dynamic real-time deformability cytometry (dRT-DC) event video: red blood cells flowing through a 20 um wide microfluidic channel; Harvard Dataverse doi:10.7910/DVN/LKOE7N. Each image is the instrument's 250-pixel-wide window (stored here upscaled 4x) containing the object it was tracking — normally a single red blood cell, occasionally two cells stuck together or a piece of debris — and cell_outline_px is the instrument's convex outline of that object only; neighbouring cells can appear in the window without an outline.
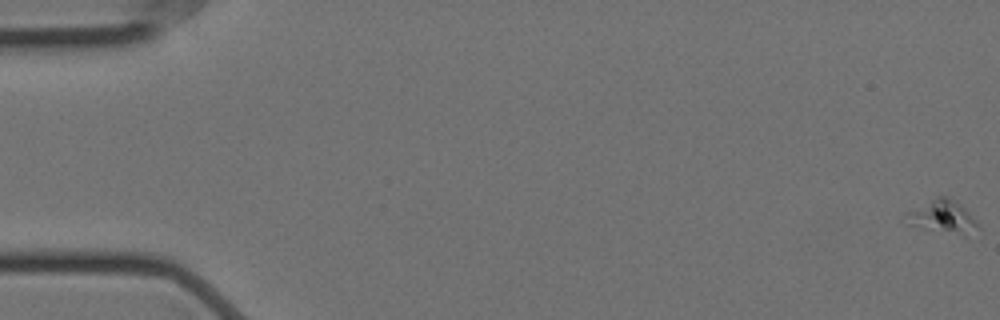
{"species": "Egyptian fruit bat (a non-hibernating species)", "species_latin": "Rousettus aegyptiacus", "temperature_condition": "cold", "stored_images_in_passage": 59, "camera_frame_rate_fps": 3000, "um_per_image_px": 0.085, "animal": {"sex": "female"}, "frame": {"image": 1, "passage_image": 1, "time_ms": 0.0, "image_size_px": [1000, 320], "cell_outline_px": [[980, 228], [964, 236], [924, 228], [908, 224], [908, 212], [936, 196], [948, 196], [960, 204], [980, 224]], "centroid_in_image_um": [80.2, 18.43], "position_along_channel_um": 4.8, "area_um2": 13.47}}
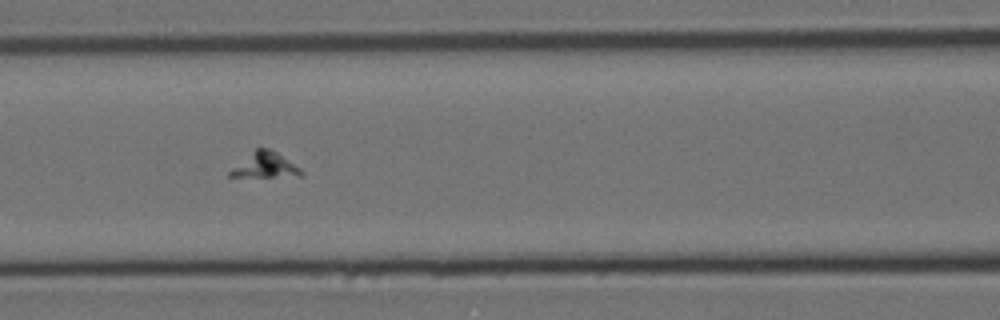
{"frame": {"image": 2, "passage_image": 26, "time_ms": 8.333, "image_size_px": [1000, 320], "cell_outline_px": [[304, 176], [228, 176], [228, 172], [232, 168], [256, 148], [268, 148], [276, 152], [300, 168], [304, 172]], "centroid_in_image_um": [22.55, 14.04], "position_along_channel_um": 144.0, "area_um2": 10.17}}
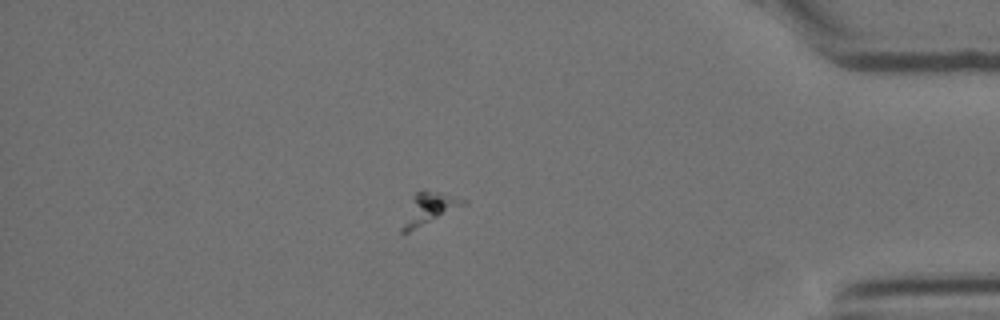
{"frame": {"image": 3, "passage_image": 51, "time_ms": 16.667, "image_size_px": [1000, 320], "cell_outline_px": [[468, 204], [408, 232], [400, 232], [400, 228], [412, 196], [416, 192], [440, 192], [468, 200]], "centroid_in_image_um": [36.48, 17.74], "position_along_channel_um": 398.7, "area_um2": 10.98}}